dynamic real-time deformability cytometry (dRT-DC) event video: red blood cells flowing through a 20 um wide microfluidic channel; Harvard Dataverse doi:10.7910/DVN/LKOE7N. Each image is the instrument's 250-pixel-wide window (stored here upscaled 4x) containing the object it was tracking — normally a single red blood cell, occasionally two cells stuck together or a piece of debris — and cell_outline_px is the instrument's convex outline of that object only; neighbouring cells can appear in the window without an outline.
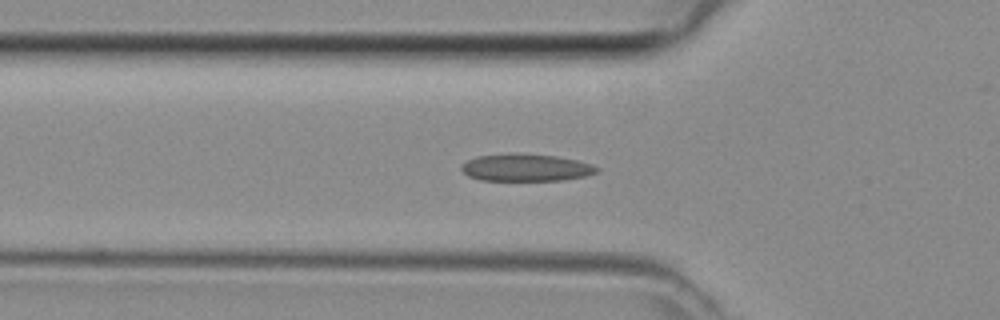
{"species": "common noctule bat (a hibernating species)", "species_latin": "Nyctalus noctula", "temperature_condition": "room temperature", "stored_images_in_passage": 36, "camera_frame_rate_fps": 3000, "um_per_image_px": 0.085, "animal": {"sex": "female", "body_mass_g": 29.2, "forearm_length_mm": 56.3}, "frame": {"image": 1, "passage_image": 8, "time_ms": 2.333, "image_size_px": [1000, 320], "cell_outline_px": [[600, 168], [596, 172], [588, 176], [564, 180], [480, 180], [468, 176], [460, 168], [468, 160], [476, 156], [556, 156], [576, 160], [592, 164]], "centroid_in_image_um": [44.77, 14.3], "position_along_channel_um": 81.0, "area_um2": 20.52}}
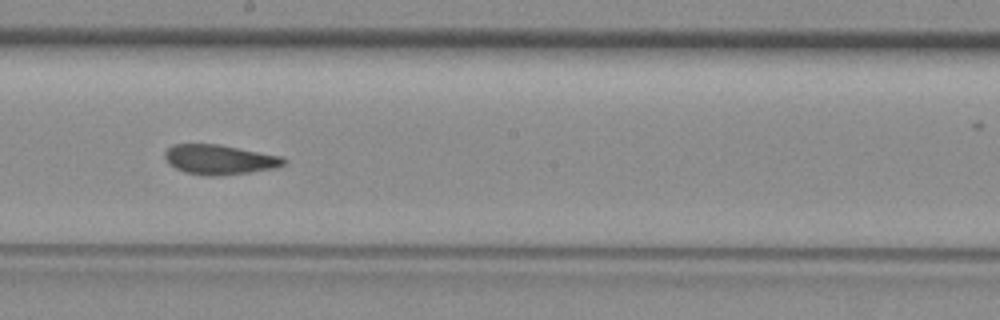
{"frame": {"image": 2, "passage_image": 18, "time_ms": 5.667, "image_size_px": [1000, 320], "cell_outline_px": [[288, 164], [276, 168], [220, 176], [208, 176], [184, 172], [168, 164], [164, 156], [164, 152], [172, 144], [216, 144], [284, 156], [288, 160]], "centroid_in_image_um": [18.69, 13.57], "position_along_channel_um": 229.5, "area_um2": 20.87}}
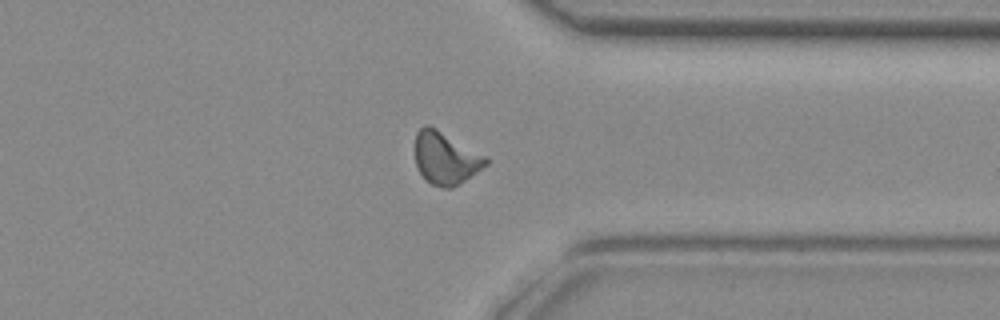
{"frame": {"image": 3, "passage_image": 28, "time_ms": 9.0, "image_size_px": [1000, 320], "cell_outline_px": [[488, 164], [452, 188], [444, 188], [432, 184], [420, 172], [416, 164], [416, 132], [424, 124], [428, 124], [436, 128], [488, 156]], "centroid_in_image_um": [37.9, 13.41], "position_along_channel_um": 373.5, "area_um2": 21.44}}